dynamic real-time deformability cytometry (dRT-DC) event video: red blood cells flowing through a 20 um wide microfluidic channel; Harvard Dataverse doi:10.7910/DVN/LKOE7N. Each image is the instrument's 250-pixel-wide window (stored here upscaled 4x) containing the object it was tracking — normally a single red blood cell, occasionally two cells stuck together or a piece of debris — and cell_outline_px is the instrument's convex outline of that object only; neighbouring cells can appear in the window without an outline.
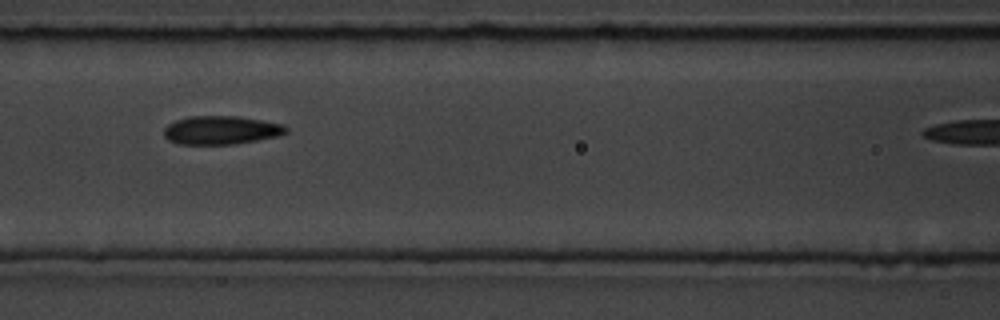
{"species": "common noctule bat (a hibernating species)", "species_latin": "Nyctalus noctula", "temperature_condition": "room temperature", "stored_images_in_passage": 15, "camera_frame_rate_fps": 3000, "um_per_image_px": 0.085, "animal": {"sex": "male", "body_mass_g": 19.5, "forearm_length_mm": 54.6}, "frame": {"image": 1, "passage_image": 5, "time_ms": 1.333, "image_size_px": [1000, 320], "cell_outline_px": [[288, 132], [280, 136], [232, 144], [176, 144], [168, 140], [164, 136], [164, 128], [168, 124], [176, 120], [188, 116], [240, 116], [284, 124], [288, 128]], "centroid_in_image_um": [18.8, 11.06], "position_along_channel_um": 147.8, "area_um2": 20.46}}
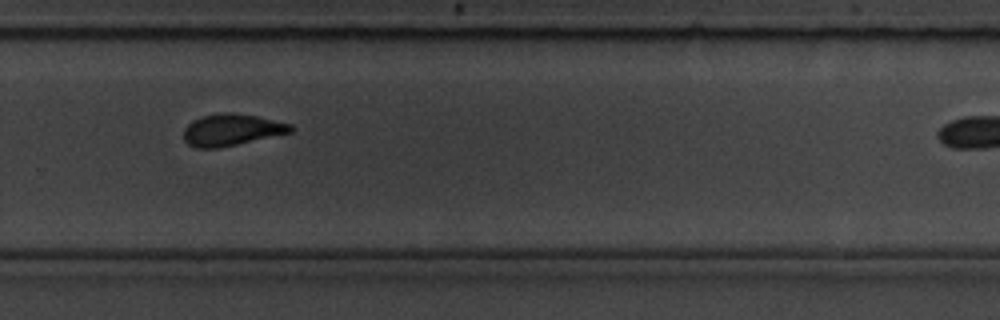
{"frame": {"image": 2, "passage_image": 9, "time_ms": 2.667, "image_size_px": [1000, 320], "cell_outline_px": [[292, 132], [220, 148], [196, 148], [188, 144], [184, 140], [184, 128], [192, 120], [204, 116], [224, 112], [228, 112], [256, 116], [292, 124]], "centroid_in_image_um": [19.66, 11.04], "position_along_channel_um": 310.1, "area_um2": 19.65}}
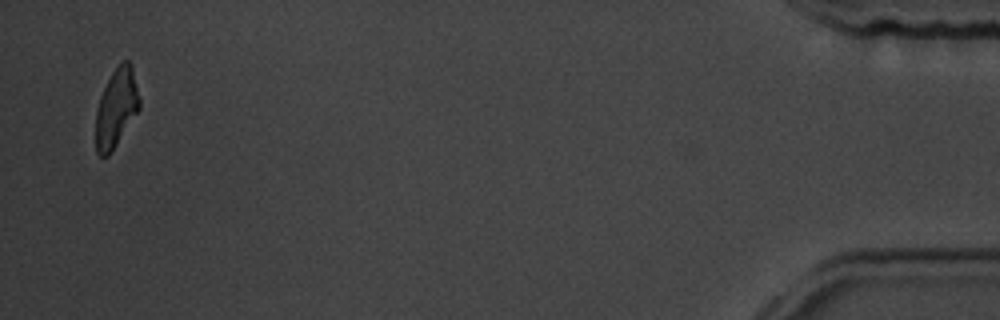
{"frame": {"image": 3, "passage_image": 15, "time_ms": 4.667, "image_size_px": [1000, 320], "cell_outline_px": [[140, 108], [108, 156], [100, 156], [96, 152], [96, 112], [100, 96], [112, 72], [124, 60], [128, 60], [132, 64], [140, 100]], "centroid_in_image_um": [9.89, 9.16], "position_along_channel_um": 425.3, "area_um2": 19.71}}